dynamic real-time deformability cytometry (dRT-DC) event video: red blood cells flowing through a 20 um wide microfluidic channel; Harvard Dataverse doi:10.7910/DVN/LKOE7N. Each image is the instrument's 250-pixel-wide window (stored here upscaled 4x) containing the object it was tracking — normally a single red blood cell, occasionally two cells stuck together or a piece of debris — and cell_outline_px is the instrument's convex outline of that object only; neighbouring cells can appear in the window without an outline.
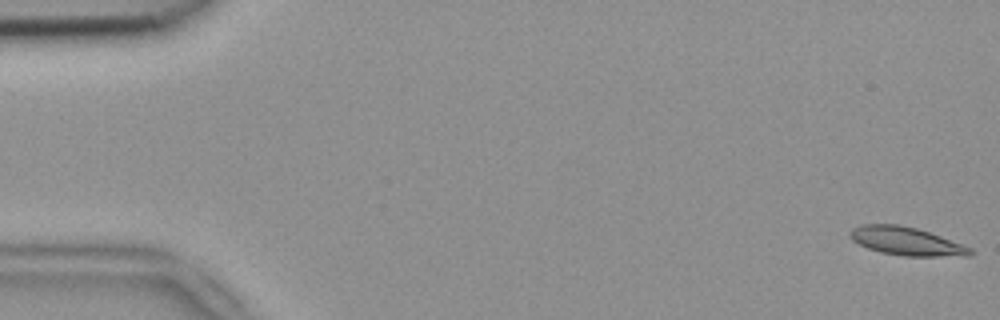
{"species": "common noctule bat (a hibernating species)", "species_latin": "Nyctalus noctula", "temperature_condition": "room temperature", "stored_images_in_passage": 53, "camera_frame_rate_fps": 3000, "um_per_image_px": 0.085, "animal": {"sex": "female", "body_mass_g": 18.4}, "frame": {"image": 1, "passage_image": 1, "time_ms": 0.0, "image_size_px": [1000, 320], "cell_outline_px": [[976, 252], [972, 256], [904, 256], [880, 252], [868, 248], [852, 240], [852, 228], [860, 224], [900, 224], [916, 228], [940, 236], [972, 248]], "centroid_in_image_um": [77.09, 20.51], "position_along_channel_um": 7.9, "area_um2": 19.71}}
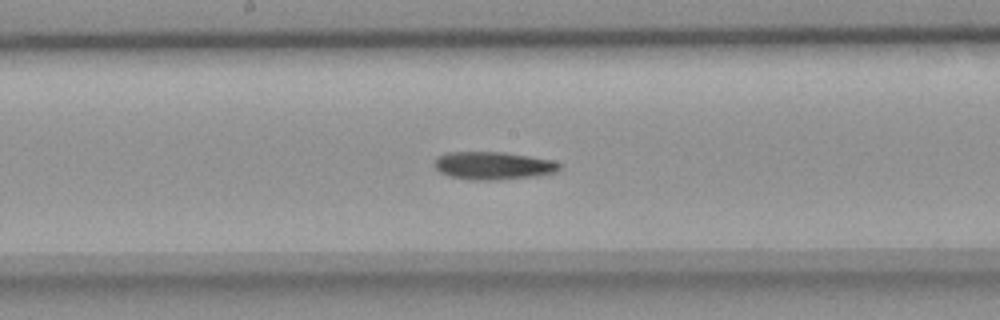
{"frame": {"image": 2, "passage_image": 28, "time_ms": 9.0, "image_size_px": [1000, 320], "cell_outline_px": [[564, 164], [556, 172], [532, 176], [500, 180], [472, 180], [452, 176], [440, 172], [432, 164], [436, 156], [448, 152], [504, 152], [556, 160]], "centroid_in_image_um": [41.94, 14.07], "position_along_channel_um": 206.3, "area_um2": 20.52}}
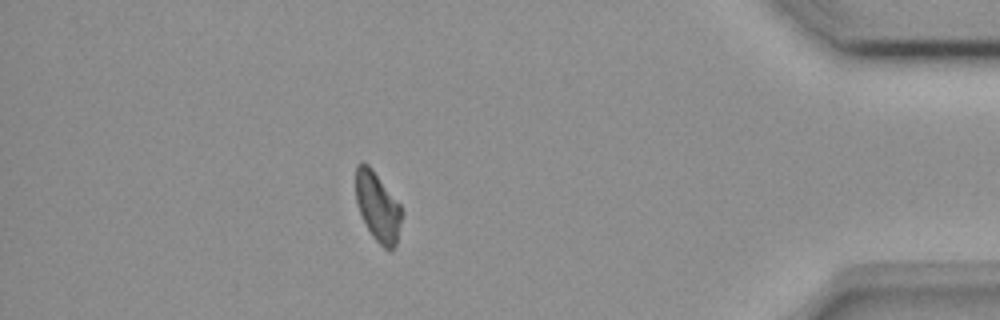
{"frame": {"image": 3, "passage_image": 47, "time_ms": 15.333, "image_size_px": [1000, 320], "cell_outline_px": [[400, 224], [396, 244], [388, 252], [372, 236], [356, 204], [356, 164], [368, 164], [372, 168], [400, 204]], "centroid_in_image_um": [32.09, 17.57], "position_along_channel_um": 403.1, "area_um2": 18.09}, "authors_computed_cell_mechanics": {"area_um2": 19.8832, "velocity_mm_per_s": 3.8003, "shape_relaxation_time_tau1_ms": null, "shape_relaxation_time_tau2_ms": 9.6311, "deformation_change_tau1": null, "deformation_change_tau2": 0.1834}}